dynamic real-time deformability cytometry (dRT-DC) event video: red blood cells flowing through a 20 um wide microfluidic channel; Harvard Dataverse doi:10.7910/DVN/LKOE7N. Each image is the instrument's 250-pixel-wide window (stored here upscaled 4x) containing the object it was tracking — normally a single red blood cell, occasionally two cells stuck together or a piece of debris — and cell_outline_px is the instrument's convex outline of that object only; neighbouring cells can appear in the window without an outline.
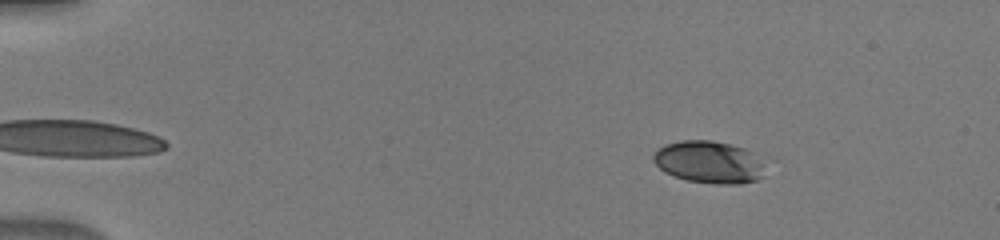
{"species": "human", "species_latin": "Homo sapiens", "temperature_condition": "warm", "stored_images_in_passage": 45, "camera_frame_rate_fps": 3000, "um_per_image_px": 0.085, "donor": {"sex": "male"}, "frame": {"image": 1, "passage_image": 3, "time_ms": 0.667, "image_size_px": [1000, 240], "cell_outline_px": [[776, 160], [764, 176], [756, 180], [740, 184], [716, 184], [688, 180], [664, 172], [652, 160], [652, 156], [664, 144], [680, 140], [712, 140], [744, 148], [768, 156]], "centroid_in_image_um": [60.51, 13.77], "position_along_channel_um": 24.5, "area_um2": 28.96}}
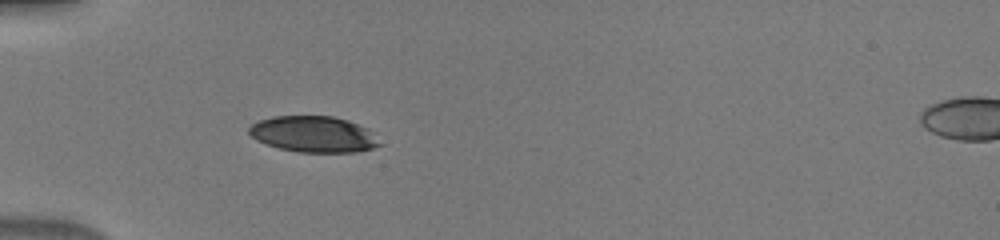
{"frame": {"image": 2, "passage_image": 12, "time_ms": 3.667, "image_size_px": [1000, 240], "cell_outline_px": [[384, 144], [372, 148], [356, 152], [300, 152], [280, 148], [256, 140], [248, 132], [248, 128], [252, 124], [260, 120], [272, 116], [332, 116], [348, 120], [368, 128]], "centroid_in_image_um": [26.69, 11.4], "position_along_channel_um": 58.3, "area_um2": 27.51}}
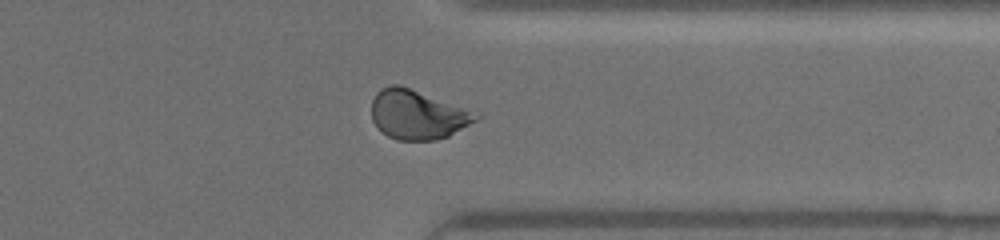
{"frame": {"image": 3, "passage_image": 36, "time_ms": 11.667, "image_size_px": [1000, 240], "cell_outline_px": [[484, 116], [448, 136], [436, 140], [396, 140], [380, 132], [372, 120], [372, 100], [376, 92], [380, 88], [388, 84], [400, 84], [464, 108]], "centroid_in_image_um": [35.44, 9.74], "position_along_channel_um": 376.0, "area_um2": 30.0}}